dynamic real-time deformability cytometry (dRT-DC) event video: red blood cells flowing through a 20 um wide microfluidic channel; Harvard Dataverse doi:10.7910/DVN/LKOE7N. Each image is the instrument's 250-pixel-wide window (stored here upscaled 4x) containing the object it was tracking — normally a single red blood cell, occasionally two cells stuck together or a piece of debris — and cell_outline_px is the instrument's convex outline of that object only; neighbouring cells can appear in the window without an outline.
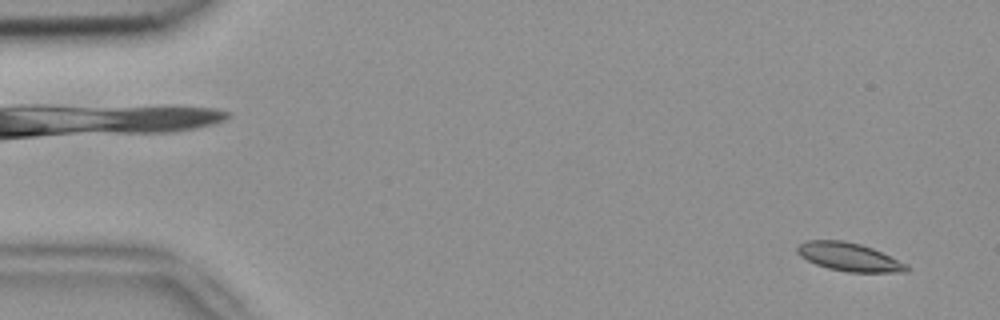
{"species": "common noctule bat (a hibernating species)", "species_latin": "Nyctalus noctula", "temperature_condition": "room temperature", "stored_images_in_passage": 6, "camera_frame_rate_fps": 3000, "um_per_image_px": 0.085, "animal": {"sex": "female", "body_mass_g": 18.4}, "frame": {"image": 1, "passage_image": 2, "time_ms": 0.333, "image_size_px": [1000, 320], "cell_outline_px": [[908, 272], [848, 272], [828, 268], [816, 264], [800, 256], [796, 252], [796, 248], [800, 244], [808, 240], [844, 240], [860, 244], [872, 248], [908, 264]], "centroid_in_image_um": [72.17, 21.84], "position_along_channel_um": 12.8, "area_um2": 17.98}}
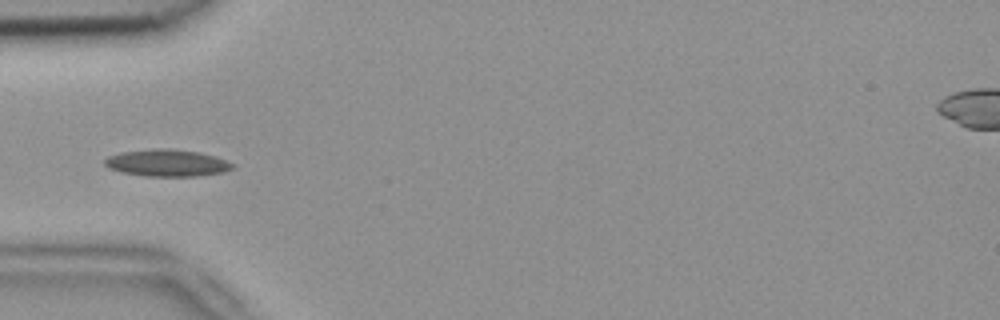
{"frame": {"image": 2, "passage_image": 6, "time_ms": 1.667, "image_size_px": [1000, 320], "cell_outline_px": [[236, 164], [232, 168], [224, 172], [196, 176], [144, 176], [120, 172], [108, 168], [104, 164], [104, 160], [108, 156], [124, 152], [160, 148], [168, 148], [200, 152], [216, 156]], "centroid_in_image_um": [14.22, 13.85], "position_along_channel_um": 70.8, "area_um2": 20.11}}